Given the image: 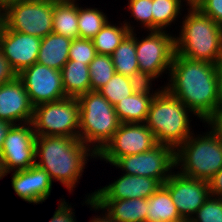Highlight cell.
<instances>
[{"instance_id": "6da1fadb", "label": "cell", "mask_w": 222, "mask_h": 222, "mask_svg": "<svg viewBox=\"0 0 222 222\" xmlns=\"http://www.w3.org/2000/svg\"><path fill=\"white\" fill-rule=\"evenodd\" d=\"M169 72V82L163 87L188 107L202 123L222 108L217 64L193 61L175 53Z\"/></svg>"}, {"instance_id": "7a4b0ae2", "label": "cell", "mask_w": 222, "mask_h": 222, "mask_svg": "<svg viewBox=\"0 0 222 222\" xmlns=\"http://www.w3.org/2000/svg\"><path fill=\"white\" fill-rule=\"evenodd\" d=\"M88 157L96 159L97 154L79 137L36 136L35 164L47 171L53 182L60 181L69 193L80 183Z\"/></svg>"}, {"instance_id": "3957f363", "label": "cell", "mask_w": 222, "mask_h": 222, "mask_svg": "<svg viewBox=\"0 0 222 222\" xmlns=\"http://www.w3.org/2000/svg\"><path fill=\"white\" fill-rule=\"evenodd\" d=\"M187 9L179 35L174 37L175 53L193 61L218 64L222 60V25L195 6Z\"/></svg>"}, {"instance_id": "277c9868", "label": "cell", "mask_w": 222, "mask_h": 222, "mask_svg": "<svg viewBox=\"0 0 222 222\" xmlns=\"http://www.w3.org/2000/svg\"><path fill=\"white\" fill-rule=\"evenodd\" d=\"M153 97L145 125L152 131L156 143L172 146L175 150L192 134V111L163 86ZM192 130V131H191Z\"/></svg>"}, {"instance_id": "5b68a950", "label": "cell", "mask_w": 222, "mask_h": 222, "mask_svg": "<svg viewBox=\"0 0 222 222\" xmlns=\"http://www.w3.org/2000/svg\"><path fill=\"white\" fill-rule=\"evenodd\" d=\"M79 102V139L98 154L111 140L121 122L113 105L99 92L77 97Z\"/></svg>"}, {"instance_id": "8992f818", "label": "cell", "mask_w": 222, "mask_h": 222, "mask_svg": "<svg viewBox=\"0 0 222 222\" xmlns=\"http://www.w3.org/2000/svg\"><path fill=\"white\" fill-rule=\"evenodd\" d=\"M205 133H193L182 143L175 150V162L180 174L209 181L222 168V142L211 129Z\"/></svg>"}, {"instance_id": "52a82bcc", "label": "cell", "mask_w": 222, "mask_h": 222, "mask_svg": "<svg viewBox=\"0 0 222 222\" xmlns=\"http://www.w3.org/2000/svg\"><path fill=\"white\" fill-rule=\"evenodd\" d=\"M148 35L139 40L136 37V54L139 65V80L152 83L162 74H167L175 54V34L168 31H148ZM167 71V72H166Z\"/></svg>"}, {"instance_id": "ba28073f", "label": "cell", "mask_w": 222, "mask_h": 222, "mask_svg": "<svg viewBox=\"0 0 222 222\" xmlns=\"http://www.w3.org/2000/svg\"><path fill=\"white\" fill-rule=\"evenodd\" d=\"M32 124L36 136L78 137V99L65 97L35 106Z\"/></svg>"}, {"instance_id": "9c48e42d", "label": "cell", "mask_w": 222, "mask_h": 222, "mask_svg": "<svg viewBox=\"0 0 222 222\" xmlns=\"http://www.w3.org/2000/svg\"><path fill=\"white\" fill-rule=\"evenodd\" d=\"M57 0H20L4 12V25L12 31L44 38L53 31V10Z\"/></svg>"}, {"instance_id": "30bf717a", "label": "cell", "mask_w": 222, "mask_h": 222, "mask_svg": "<svg viewBox=\"0 0 222 222\" xmlns=\"http://www.w3.org/2000/svg\"><path fill=\"white\" fill-rule=\"evenodd\" d=\"M112 166L121 169L123 174L155 178L163 185L176 169L175 149L157 143L143 153L118 158Z\"/></svg>"}, {"instance_id": "8fae6325", "label": "cell", "mask_w": 222, "mask_h": 222, "mask_svg": "<svg viewBox=\"0 0 222 222\" xmlns=\"http://www.w3.org/2000/svg\"><path fill=\"white\" fill-rule=\"evenodd\" d=\"M156 144L152 131L145 123H121L97 158L112 165L120 157L143 153Z\"/></svg>"}, {"instance_id": "7c38bea8", "label": "cell", "mask_w": 222, "mask_h": 222, "mask_svg": "<svg viewBox=\"0 0 222 222\" xmlns=\"http://www.w3.org/2000/svg\"><path fill=\"white\" fill-rule=\"evenodd\" d=\"M36 134L32 122L13 125L2 146L6 171L25 170L35 165Z\"/></svg>"}, {"instance_id": "4fadbf2b", "label": "cell", "mask_w": 222, "mask_h": 222, "mask_svg": "<svg viewBox=\"0 0 222 222\" xmlns=\"http://www.w3.org/2000/svg\"><path fill=\"white\" fill-rule=\"evenodd\" d=\"M18 78L23 82L34 107L67 97L59 70L35 63L23 69Z\"/></svg>"}, {"instance_id": "5bb4252c", "label": "cell", "mask_w": 222, "mask_h": 222, "mask_svg": "<svg viewBox=\"0 0 222 222\" xmlns=\"http://www.w3.org/2000/svg\"><path fill=\"white\" fill-rule=\"evenodd\" d=\"M163 185L183 219L190 220L210 196L208 181L189 178L178 171H174Z\"/></svg>"}, {"instance_id": "9a60e30c", "label": "cell", "mask_w": 222, "mask_h": 222, "mask_svg": "<svg viewBox=\"0 0 222 222\" xmlns=\"http://www.w3.org/2000/svg\"><path fill=\"white\" fill-rule=\"evenodd\" d=\"M41 38L9 30L5 25L0 35V48L12 68L19 74L37 63Z\"/></svg>"}, {"instance_id": "2e32d148", "label": "cell", "mask_w": 222, "mask_h": 222, "mask_svg": "<svg viewBox=\"0 0 222 222\" xmlns=\"http://www.w3.org/2000/svg\"><path fill=\"white\" fill-rule=\"evenodd\" d=\"M34 106L23 82L15 80L0 86V119L13 125L32 122ZM18 122V123H17Z\"/></svg>"}, {"instance_id": "e0dca14e", "label": "cell", "mask_w": 222, "mask_h": 222, "mask_svg": "<svg viewBox=\"0 0 222 222\" xmlns=\"http://www.w3.org/2000/svg\"><path fill=\"white\" fill-rule=\"evenodd\" d=\"M11 174V186L23 201L37 205L45 202L51 195L53 181L49 173L36 164Z\"/></svg>"}, {"instance_id": "ac0fdd59", "label": "cell", "mask_w": 222, "mask_h": 222, "mask_svg": "<svg viewBox=\"0 0 222 222\" xmlns=\"http://www.w3.org/2000/svg\"><path fill=\"white\" fill-rule=\"evenodd\" d=\"M161 185L155 178L122 173L113 183L95 190L93 199H148Z\"/></svg>"}, {"instance_id": "d6986e66", "label": "cell", "mask_w": 222, "mask_h": 222, "mask_svg": "<svg viewBox=\"0 0 222 222\" xmlns=\"http://www.w3.org/2000/svg\"><path fill=\"white\" fill-rule=\"evenodd\" d=\"M152 89V83H145L131 96L114 106L121 123H145L150 103L160 90V88L155 91Z\"/></svg>"}, {"instance_id": "ffe728a7", "label": "cell", "mask_w": 222, "mask_h": 222, "mask_svg": "<svg viewBox=\"0 0 222 222\" xmlns=\"http://www.w3.org/2000/svg\"><path fill=\"white\" fill-rule=\"evenodd\" d=\"M116 222H146L148 199H94Z\"/></svg>"}, {"instance_id": "44dd1931", "label": "cell", "mask_w": 222, "mask_h": 222, "mask_svg": "<svg viewBox=\"0 0 222 222\" xmlns=\"http://www.w3.org/2000/svg\"><path fill=\"white\" fill-rule=\"evenodd\" d=\"M72 39L51 33L41 39L37 63L61 71L69 60Z\"/></svg>"}, {"instance_id": "7402d4cb", "label": "cell", "mask_w": 222, "mask_h": 222, "mask_svg": "<svg viewBox=\"0 0 222 222\" xmlns=\"http://www.w3.org/2000/svg\"><path fill=\"white\" fill-rule=\"evenodd\" d=\"M77 0H57L53 10V33L79 38Z\"/></svg>"}, {"instance_id": "603a6c76", "label": "cell", "mask_w": 222, "mask_h": 222, "mask_svg": "<svg viewBox=\"0 0 222 222\" xmlns=\"http://www.w3.org/2000/svg\"><path fill=\"white\" fill-rule=\"evenodd\" d=\"M63 88L67 97H75L91 91L89 65L68 60L61 69Z\"/></svg>"}, {"instance_id": "cb8c5ba5", "label": "cell", "mask_w": 222, "mask_h": 222, "mask_svg": "<svg viewBox=\"0 0 222 222\" xmlns=\"http://www.w3.org/2000/svg\"><path fill=\"white\" fill-rule=\"evenodd\" d=\"M130 32L111 55L115 72L139 80V65L136 54L137 34Z\"/></svg>"}, {"instance_id": "d4e9b609", "label": "cell", "mask_w": 222, "mask_h": 222, "mask_svg": "<svg viewBox=\"0 0 222 222\" xmlns=\"http://www.w3.org/2000/svg\"><path fill=\"white\" fill-rule=\"evenodd\" d=\"M147 210L146 222H171L183 219L164 185L148 198Z\"/></svg>"}, {"instance_id": "484cf974", "label": "cell", "mask_w": 222, "mask_h": 222, "mask_svg": "<svg viewBox=\"0 0 222 222\" xmlns=\"http://www.w3.org/2000/svg\"><path fill=\"white\" fill-rule=\"evenodd\" d=\"M121 26L107 22L106 25L95 35L92 39L96 53L100 55L111 56L115 49L121 44L124 38L130 33L134 32V26L130 22H120ZM132 25V26H131Z\"/></svg>"}, {"instance_id": "4316f807", "label": "cell", "mask_w": 222, "mask_h": 222, "mask_svg": "<svg viewBox=\"0 0 222 222\" xmlns=\"http://www.w3.org/2000/svg\"><path fill=\"white\" fill-rule=\"evenodd\" d=\"M143 84L145 83L141 80L116 73L111 80L98 91L111 105L115 106L118 102L124 100V98L131 96Z\"/></svg>"}, {"instance_id": "83f0119b", "label": "cell", "mask_w": 222, "mask_h": 222, "mask_svg": "<svg viewBox=\"0 0 222 222\" xmlns=\"http://www.w3.org/2000/svg\"><path fill=\"white\" fill-rule=\"evenodd\" d=\"M183 2L185 1L152 0L153 31H166V27H170L172 23L178 21Z\"/></svg>"}, {"instance_id": "f1b7e54d", "label": "cell", "mask_w": 222, "mask_h": 222, "mask_svg": "<svg viewBox=\"0 0 222 222\" xmlns=\"http://www.w3.org/2000/svg\"><path fill=\"white\" fill-rule=\"evenodd\" d=\"M108 17L98 8L82 7L78 5L79 38L93 39L106 25Z\"/></svg>"}, {"instance_id": "f546056e", "label": "cell", "mask_w": 222, "mask_h": 222, "mask_svg": "<svg viewBox=\"0 0 222 222\" xmlns=\"http://www.w3.org/2000/svg\"><path fill=\"white\" fill-rule=\"evenodd\" d=\"M91 90L98 91L116 74L112 57L97 54L89 64Z\"/></svg>"}, {"instance_id": "4dcf8cb0", "label": "cell", "mask_w": 222, "mask_h": 222, "mask_svg": "<svg viewBox=\"0 0 222 222\" xmlns=\"http://www.w3.org/2000/svg\"><path fill=\"white\" fill-rule=\"evenodd\" d=\"M190 222H222V198L210 195Z\"/></svg>"}, {"instance_id": "1f68e13d", "label": "cell", "mask_w": 222, "mask_h": 222, "mask_svg": "<svg viewBox=\"0 0 222 222\" xmlns=\"http://www.w3.org/2000/svg\"><path fill=\"white\" fill-rule=\"evenodd\" d=\"M127 7L140 27L153 31L152 0H128Z\"/></svg>"}, {"instance_id": "d6a6232c", "label": "cell", "mask_w": 222, "mask_h": 222, "mask_svg": "<svg viewBox=\"0 0 222 222\" xmlns=\"http://www.w3.org/2000/svg\"><path fill=\"white\" fill-rule=\"evenodd\" d=\"M97 55L91 39L75 38L69 49V60L89 65Z\"/></svg>"}, {"instance_id": "836d02e7", "label": "cell", "mask_w": 222, "mask_h": 222, "mask_svg": "<svg viewBox=\"0 0 222 222\" xmlns=\"http://www.w3.org/2000/svg\"><path fill=\"white\" fill-rule=\"evenodd\" d=\"M194 6L222 25V0H199Z\"/></svg>"}, {"instance_id": "e575fe53", "label": "cell", "mask_w": 222, "mask_h": 222, "mask_svg": "<svg viewBox=\"0 0 222 222\" xmlns=\"http://www.w3.org/2000/svg\"><path fill=\"white\" fill-rule=\"evenodd\" d=\"M59 201L58 208L54 211L49 222H77L71 204H68L64 198H61Z\"/></svg>"}, {"instance_id": "d590c367", "label": "cell", "mask_w": 222, "mask_h": 222, "mask_svg": "<svg viewBox=\"0 0 222 222\" xmlns=\"http://www.w3.org/2000/svg\"><path fill=\"white\" fill-rule=\"evenodd\" d=\"M17 72L12 68L10 62L5 58L0 48V86L15 80Z\"/></svg>"}, {"instance_id": "8d00e7d4", "label": "cell", "mask_w": 222, "mask_h": 222, "mask_svg": "<svg viewBox=\"0 0 222 222\" xmlns=\"http://www.w3.org/2000/svg\"><path fill=\"white\" fill-rule=\"evenodd\" d=\"M94 192L91 194L89 193L88 195H85L87 198H85V203L89 205L90 209L95 212L97 211H103L101 214L98 216H93L92 219H90V222H116L115 220L112 219V217L106 212L105 209H103L94 199H93ZM104 213V214H103Z\"/></svg>"}, {"instance_id": "74e56055", "label": "cell", "mask_w": 222, "mask_h": 222, "mask_svg": "<svg viewBox=\"0 0 222 222\" xmlns=\"http://www.w3.org/2000/svg\"><path fill=\"white\" fill-rule=\"evenodd\" d=\"M208 129H211L222 142V108L213 114L206 122Z\"/></svg>"}, {"instance_id": "f35d334b", "label": "cell", "mask_w": 222, "mask_h": 222, "mask_svg": "<svg viewBox=\"0 0 222 222\" xmlns=\"http://www.w3.org/2000/svg\"><path fill=\"white\" fill-rule=\"evenodd\" d=\"M210 195L222 198V168L208 181Z\"/></svg>"}, {"instance_id": "ab89813d", "label": "cell", "mask_w": 222, "mask_h": 222, "mask_svg": "<svg viewBox=\"0 0 222 222\" xmlns=\"http://www.w3.org/2000/svg\"><path fill=\"white\" fill-rule=\"evenodd\" d=\"M12 126V123L0 119V155L2 151L3 142Z\"/></svg>"}, {"instance_id": "60d3db41", "label": "cell", "mask_w": 222, "mask_h": 222, "mask_svg": "<svg viewBox=\"0 0 222 222\" xmlns=\"http://www.w3.org/2000/svg\"><path fill=\"white\" fill-rule=\"evenodd\" d=\"M218 90L222 106V60L217 64Z\"/></svg>"}, {"instance_id": "b9f144b4", "label": "cell", "mask_w": 222, "mask_h": 222, "mask_svg": "<svg viewBox=\"0 0 222 222\" xmlns=\"http://www.w3.org/2000/svg\"><path fill=\"white\" fill-rule=\"evenodd\" d=\"M20 0H0V9L5 10L8 6L17 3Z\"/></svg>"}, {"instance_id": "7bdbcfd3", "label": "cell", "mask_w": 222, "mask_h": 222, "mask_svg": "<svg viewBox=\"0 0 222 222\" xmlns=\"http://www.w3.org/2000/svg\"><path fill=\"white\" fill-rule=\"evenodd\" d=\"M7 174H9V173L6 171L5 165H4L3 160L0 156V179H3L4 176H7Z\"/></svg>"}, {"instance_id": "ee69618b", "label": "cell", "mask_w": 222, "mask_h": 222, "mask_svg": "<svg viewBox=\"0 0 222 222\" xmlns=\"http://www.w3.org/2000/svg\"><path fill=\"white\" fill-rule=\"evenodd\" d=\"M4 27V12L0 9V35Z\"/></svg>"}, {"instance_id": "f6af8a7d", "label": "cell", "mask_w": 222, "mask_h": 222, "mask_svg": "<svg viewBox=\"0 0 222 222\" xmlns=\"http://www.w3.org/2000/svg\"><path fill=\"white\" fill-rule=\"evenodd\" d=\"M185 2H187V4H185L187 7L188 6H194L199 0H184Z\"/></svg>"}, {"instance_id": "bcb514c9", "label": "cell", "mask_w": 222, "mask_h": 222, "mask_svg": "<svg viewBox=\"0 0 222 222\" xmlns=\"http://www.w3.org/2000/svg\"><path fill=\"white\" fill-rule=\"evenodd\" d=\"M162 222H165V221H162ZM171 222H190V220H188V219H181V220H178V221H171Z\"/></svg>"}]
</instances>
